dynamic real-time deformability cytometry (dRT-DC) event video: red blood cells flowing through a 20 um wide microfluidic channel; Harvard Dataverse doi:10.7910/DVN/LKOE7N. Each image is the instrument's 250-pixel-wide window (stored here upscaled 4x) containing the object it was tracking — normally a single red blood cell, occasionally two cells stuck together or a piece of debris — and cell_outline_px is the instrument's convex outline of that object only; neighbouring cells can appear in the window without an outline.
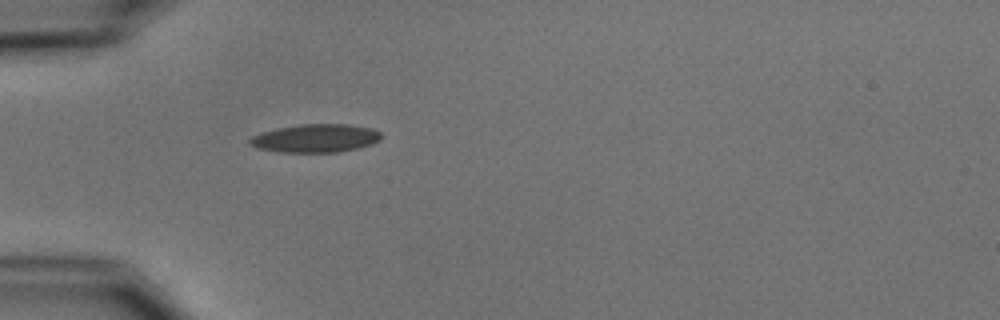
{"species": "common noctule bat (a hibernating species)", "species_latin": "Nyctalus noctula", "temperature_condition": "cold", "stored_images_in_passage": 1, "camera_frame_rate_fps": 3000, "um_per_image_px": 0.085, "animal": {"sex": "male", "body_mass_g": 15.6}, "frame": {"image": 1, "passage_image": 1, "time_ms": 0.0, "image_size_px": [1000, 320], "cell_outline_px": [[380, 140], [372, 144], [356, 148], [336, 152], [276, 152], [256, 148], [248, 144], [248, 140], [252, 136], [260, 132], [276, 128], [300, 124], [348, 124], [372, 128], [380, 132]], "centroid_in_image_um": [26.76, 11.75], "position_along_channel_um": 58.2, "area_um2": 21.79}}